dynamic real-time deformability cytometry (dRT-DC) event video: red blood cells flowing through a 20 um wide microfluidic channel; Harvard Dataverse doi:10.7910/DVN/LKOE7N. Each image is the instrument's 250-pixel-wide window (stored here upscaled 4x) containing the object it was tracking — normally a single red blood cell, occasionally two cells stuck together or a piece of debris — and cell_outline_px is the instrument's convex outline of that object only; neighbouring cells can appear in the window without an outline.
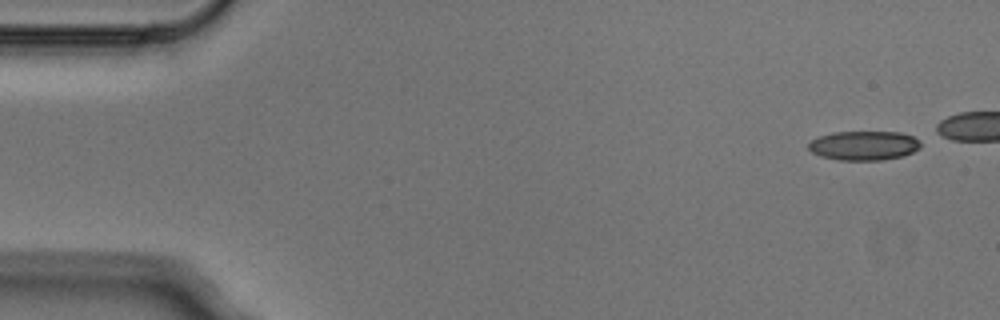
{"species": "Egyptian fruit bat (a non-hibernating species)", "species_latin": "Rousettus aegyptiacus", "temperature_condition": "cold", "stored_images_in_passage": 8, "camera_frame_rate_fps": 3000, "um_per_image_px": 0.085, "animal": {"sex": "male"}, "frame": {"image": 1, "passage_image": 1, "time_ms": 0.0, "image_size_px": [1000, 320], "cell_outline_px": [[920, 148], [904, 156], [880, 160], [840, 160], [820, 156], [812, 152], [808, 148], [808, 144], [812, 140], [820, 136], [832, 132], [900, 132], [912, 136], [920, 140]], "centroid_in_image_um": [73.44, 12.37], "position_along_channel_um": 11.6, "area_um2": 19.13}}
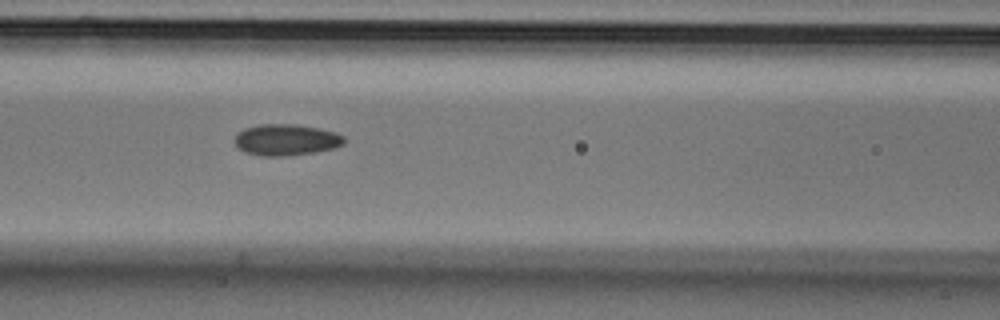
{"frame": {"image": 2, "passage_image": 7, "time_ms": 2.0, "image_size_px": [1000, 320], "cell_outline_px": [[344, 144], [336, 148], [316, 152], [288, 156], [260, 156], [244, 152], [236, 148], [236, 136], [244, 128], [260, 124], [296, 124], [320, 128], [336, 132], [344, 136]], "centroid_in_image_um": [24.35, 11.89], "position_along_channel_um": 142.3, "area_um2": 20.23}}
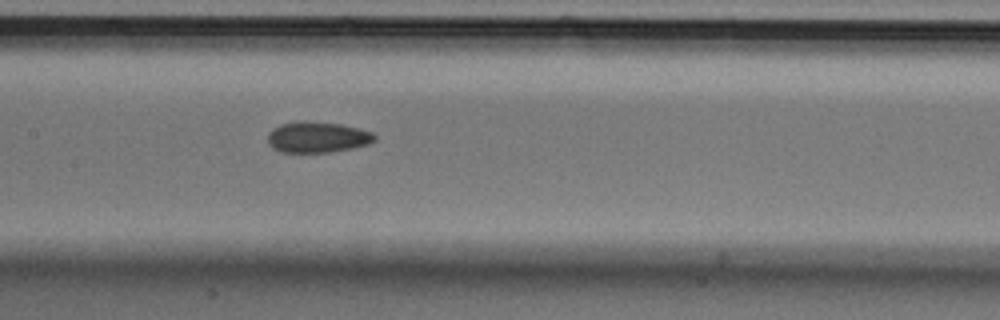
{"frame": {"image": 3, "passage_image": 8, "time_ms": 2.333, "image_size_px": [1000, 320], "cell_outline_px": [[376, 140], [368, 144], [352, 148], [332, 152], [280, 152], [272, 148], [268, 144], [268, 132], [272, 128], [280, 124], [296, 120], [300, 120], [340, 124], [360, 128], [372, 132], [376, 136]], "centroid_in_image_um": [26.95, 11.65], "position_along_channel_um": 180.4, "area_um2": 19.54}}